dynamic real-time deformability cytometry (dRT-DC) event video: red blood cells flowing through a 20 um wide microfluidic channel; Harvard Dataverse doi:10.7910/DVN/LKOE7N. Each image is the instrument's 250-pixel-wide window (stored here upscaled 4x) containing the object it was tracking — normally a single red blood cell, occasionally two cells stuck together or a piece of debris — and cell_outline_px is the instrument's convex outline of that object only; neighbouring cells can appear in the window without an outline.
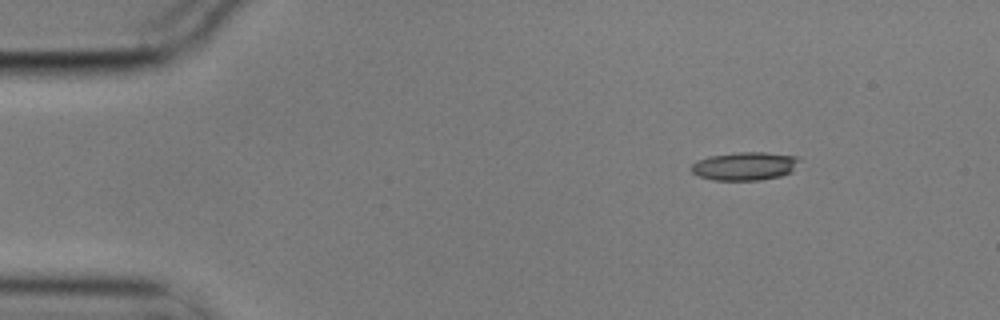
{"species": "common noctule bat (a hibernating species)", "species_latin": "Nyctalus noctula", "temperature_condition": "cold", "stored_images_in_passage": 4, "camera_frame_rate_fps": 3000, "um_per_image_px": 0.085, "animal": {"sex": "male", "body_mass_g": 17.9}, "frame": {"image": 1, "passage_image": 2, "time_ms": 0.333, "image_size_px": [1000, 320], "cell_outline_px": [[800, 160], [792, 172], [780, 176], [760, 180], [712, 180], [700, 176], [692, 172], [692, 164], [696, 160], [708, 156], [736, 152], [764, 152], [796, 156]], "centroid_in_image_um": [63.3, 14.11], "position_along_channel_um": 21.7, "area_um2": 17.86}}